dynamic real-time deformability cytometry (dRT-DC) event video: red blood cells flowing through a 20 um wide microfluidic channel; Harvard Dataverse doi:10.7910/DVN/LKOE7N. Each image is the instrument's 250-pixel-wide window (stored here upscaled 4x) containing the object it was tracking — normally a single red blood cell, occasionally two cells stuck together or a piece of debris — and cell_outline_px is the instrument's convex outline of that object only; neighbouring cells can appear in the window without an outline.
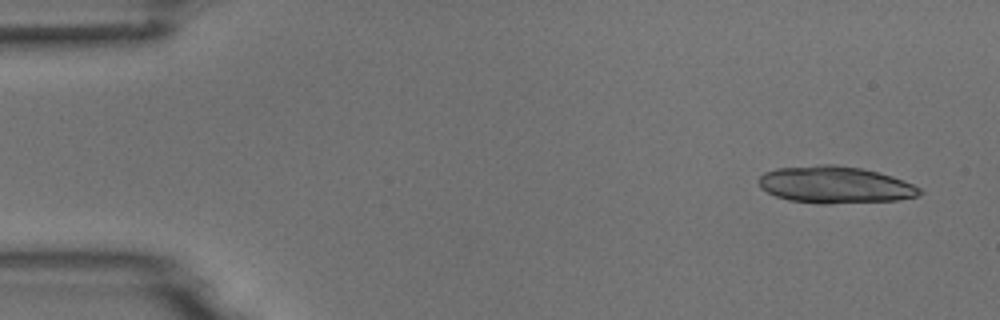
{"species": "common noctule bat (a hibernating species)", "species_latin": "Nyctalus noctula", "temperature_condition": "room temperature", "stored_images_in_passage": 5, "camera_frame_rate_fps": 3000, "um_per_image_px": 0.085, "animal": {"sex": "male", "body_mass_g": 18.8}, "frame": {"image": 1, "passage_image": 1, "time_ms": 0.0, "image_size_px": [1000, 320], "cell_outline_px": [[924, 192], [920, 196], [896, 200], [828, 204], [820, 204], [788, 200], [776, 196], [760, 188], [760, 176], [764, 172], [776, 168], [820, 164], [832, 164], [860, 168], [892, 176], [912, 184], [920, 188]], "centroid_in_image_um": [70.98, 15.71], "position_along_channel_um": 14.0, "area_um2": 34.68}}
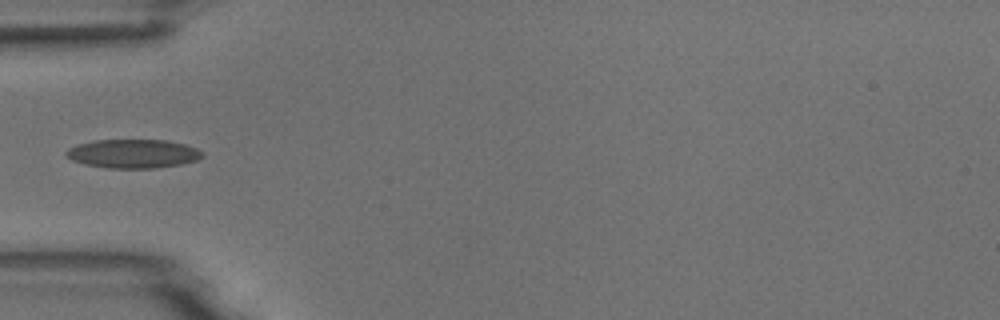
{"frame": {"image": 2, "passage_image": 5, "time_ms": 4.667, "image_size_px": [1000, 320], "cell_outline_px": [[204, 156], [196, 160], [184, 164], [152, 168], [108, 168], [84, 164], [72, 160], [64, 156], [64, 152], [68, 148], [76, 144], [92, 140], [164, 140], [184, 144], [196, 148], [204, 152]], "centroid_in_image_um": [11.28, 13.06], "position_along_channel_um": 73.7, "area_um2": 23.06}}